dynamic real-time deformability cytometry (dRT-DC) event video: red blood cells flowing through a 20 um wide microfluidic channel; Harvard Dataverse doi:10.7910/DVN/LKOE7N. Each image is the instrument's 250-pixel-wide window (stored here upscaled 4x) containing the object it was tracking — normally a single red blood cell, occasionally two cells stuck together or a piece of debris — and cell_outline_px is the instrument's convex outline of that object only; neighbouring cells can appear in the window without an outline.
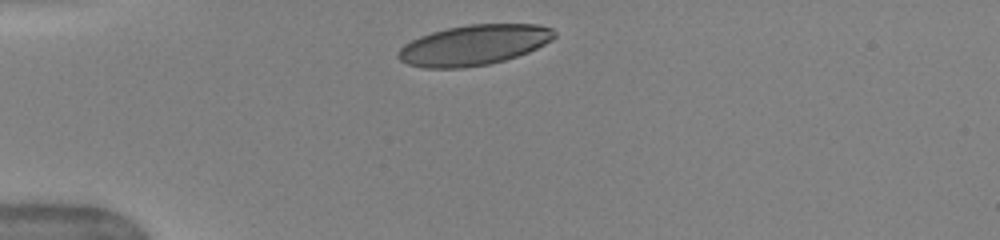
{"species": "human", "species_latin": "Homo sapiens", "temperature_condition": "warm", "stored_images_in_passage": 31, "camera_frame_rate_fps": 3000, "um_per_image_px": 0.085, "donor": {"sex": "female"}, "frame": {"image": 1, "passage_image": 1, "time_ms": 0.0, "image_size_px": [1000, 240], "cell_outline_px": [[556, 36], [552, 40], [528, 52], [504, 60], [488, 64], [464, 68], [424, 68], [408, 64], [400, 60], [396, 56], [396, 52], [404, 44], [420, 36], [432, 32], [448, 28], [468, 24], [536, 24], [552, 28], [556, 32]], "centroid_in_image_um": [40.26, 3.83], "position_along_channel_um": 44.7, "area_um2": 36.7}, "authors_computed_cell_mechanics": {"area_um2": 37.9746, "velocity_mm_per_s": 4.0323, "shape_relaxation_time_tau1_ms": 3.0823, "shape_relaxation_time_tau2_ms": null, "deformation_change_tau1": 0.1716, "deformation_change_tau2": null}}